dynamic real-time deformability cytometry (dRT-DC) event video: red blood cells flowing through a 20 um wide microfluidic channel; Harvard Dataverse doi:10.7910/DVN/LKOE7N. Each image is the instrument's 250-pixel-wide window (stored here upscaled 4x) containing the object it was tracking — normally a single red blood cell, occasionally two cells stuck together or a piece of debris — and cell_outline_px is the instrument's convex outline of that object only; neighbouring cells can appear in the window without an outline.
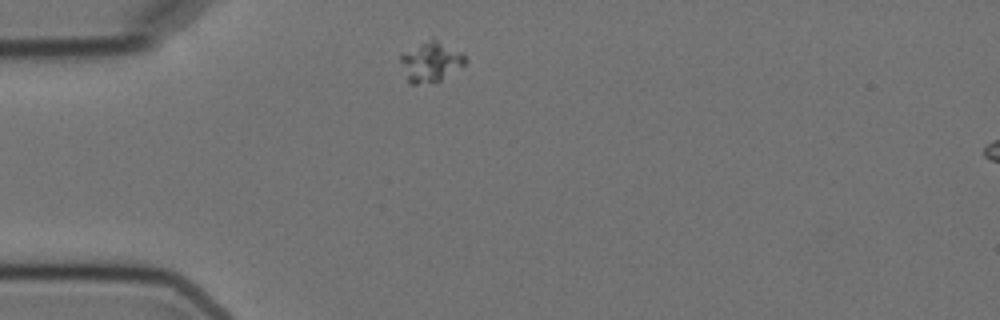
{"species": "Egyptian fruit bat (a non-hibernating species)", "species_latin": "Rousettus aegyptiacus", "temperature_condition": "cold", "stored_images_in_passage": 6, "camera_frame_rate_fps": 3000, "um_per_image_px": 0.085, "animal": {"sex": "female"}, "frame": {"image": 1, "passage_image": 1, "time_ms": 0.0, "image_size_px": [1000, 320], "cell_outline_px": [[468, 60], [464, 64], [440, 80], [416, 84], [408, 84], [400, 60], [400, 56], [432, 36], [460, 52]], "centroid_in_image_um": [36.61, 5.24], "position_along_channel_um": 48.4, "area_um2": 14.74}}
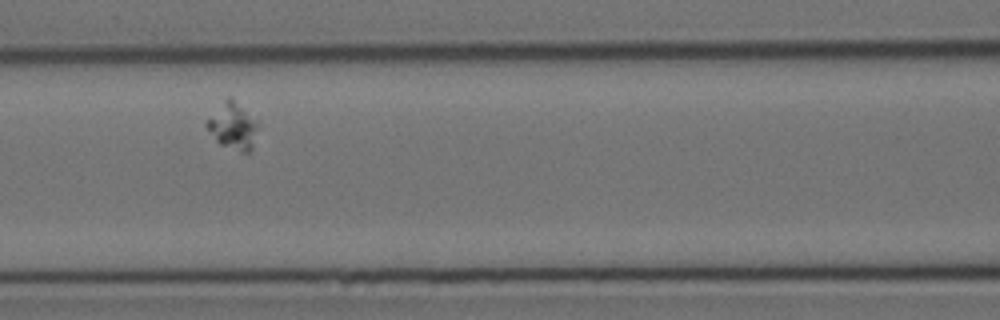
{"frame": {"image": 2, "passage_image": 4, "time_ms": 3.667, "image_size_px": [1000, 320], "cell_outline_px": [[256, 128], [252, 148], [248, 152], [240, 152], [220, 144], [216, 140], [204, 124], [224, 100], [228, 96], [232, 96], [256, 120]], "centroid_in_image_um": [19.78, 10.7], "position_along_channel_um": 146.8, "area_um2": 13.53}}
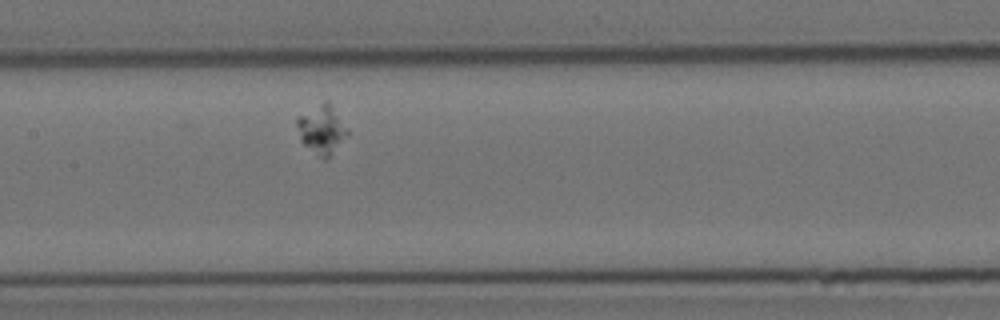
{"frame": {"image": 3, "passage_image": 5, "time_ms": 4.667, "image_size_px": [1000, 320], "cell_outline_px": [[348, 136], [324, 160], [304, 144], [300, 140], [296, 124], [296, 116], [324, 100], [328, 100], [332, 104], [348, 128]], "centroid_in_image_um": [27.34, 10.94], "position_along_channel_um": 180.1, "area_um2": 14.45}}